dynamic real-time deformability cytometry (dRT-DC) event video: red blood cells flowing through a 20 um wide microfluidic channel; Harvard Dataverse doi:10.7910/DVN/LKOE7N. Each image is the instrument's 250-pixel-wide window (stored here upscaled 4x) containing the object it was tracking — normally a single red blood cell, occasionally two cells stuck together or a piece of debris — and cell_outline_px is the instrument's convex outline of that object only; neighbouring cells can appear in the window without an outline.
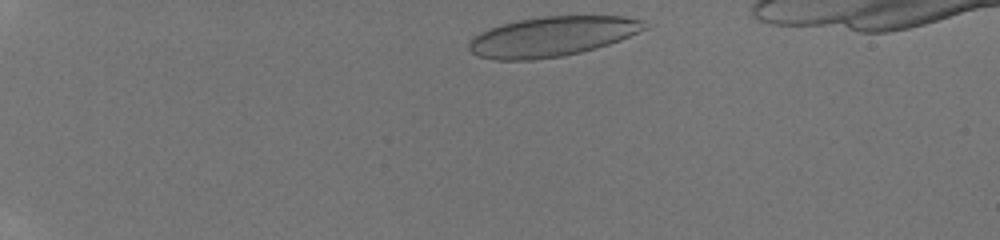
{"species": "human", "species_latin": "Homo sapiens", "temperature_condition": "room temperature", "stored_images_in_passage": 37, "camera_frame_rate_fps": 3000, "um_per_image_px": 0.085, "donor": {"sex": "male"}, "frame": {"image": 1, "passage_image": 2, "time_ms": 0.333, "image_size_px": [1000, 240], "cell_outline_px": [[652, 28], [620, 40], [596, 48], [580, 52], [560, 56], [532, 60], [496, 60], [476, 56], [468, 48], [468, 44], [480, 32], [488, 28], [520, 20], [544, 16], [624, 16], [648, 20]], "centroid_in_image_um": [47.02, 3.09], "position_along_channel_um": 38.0, "area_um2": 41.04}}
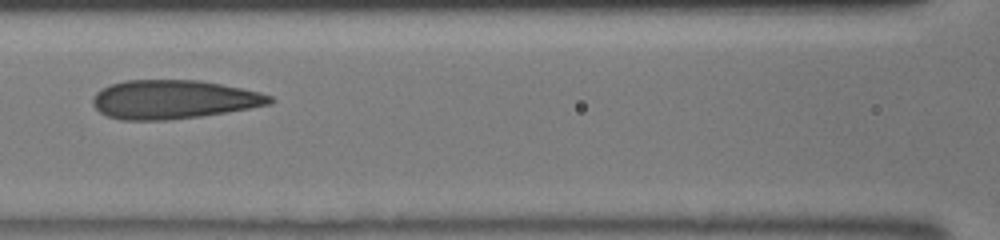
{"frame": {"image": 2, "passage_image": 15, "time_ms": 4.667, "image_size_px": [1000, 240], "cell_outline_px": [[276, 100], [272, 104], [200, 116], [164, 120], [120, 120], [108, 116], [100, 112], [92, 104], [92, 96], [96, 92], [112, 84], [124, 80], [200, 80], [260, 92], [272, 96]], "centroid_in_image_um": [14.74, 8.45], "position_along_channel_um": 151.9, "area_um2": 39.88}}
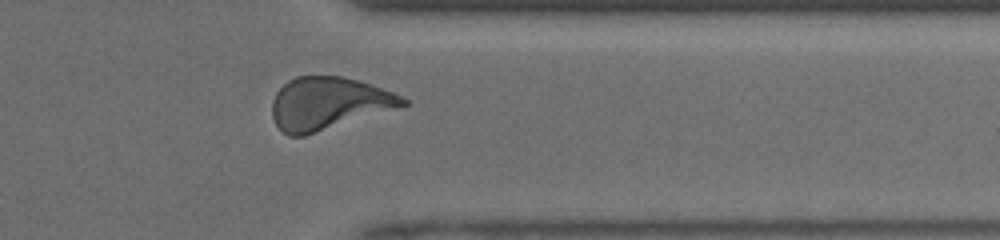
{"frame": {"image": 3, "passage_image": 30, "time_ms": 9.667, "image_size_px": [1000, 240], "cell_outline_px": [[408, 104], [304, 136], [288, 136], [276, 124], [272, 116], [272, 100], [276, 92], [288, 80], [296, 76], [344, 76], [360, 80], [392, 92], [408, 100]], "centroid_in_image_um": [27.87, 8.77], "position_along_channel_um": 383.5, "area_um2": 39.54}}